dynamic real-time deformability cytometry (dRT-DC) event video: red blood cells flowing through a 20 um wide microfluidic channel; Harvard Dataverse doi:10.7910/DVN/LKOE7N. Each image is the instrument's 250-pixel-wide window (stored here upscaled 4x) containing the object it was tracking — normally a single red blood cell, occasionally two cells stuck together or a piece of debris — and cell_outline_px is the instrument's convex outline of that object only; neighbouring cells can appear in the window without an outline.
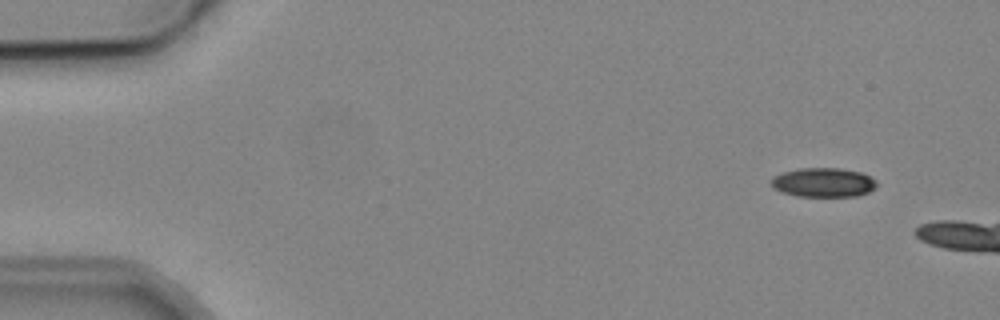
{"species": "common noctule bat (a hibernating species)", "species_latin": "Nyctalus noctula", "temperature_condition": "cold", "stored_images_in_passage": 4, "camera_frame_rate_fps": 3000, "um_per_image_px": 0.085, "animal": {"sex": "male", "body_mass_g": 19.2, "forearm_length_mm": 51.8}, "frame": {"image": 1, "passage_image": 1, "time_ms": 0.0, "image_size_px": [1000, 320], "cell_outline_px": [[876, 188], [868, 192], [856, 196], [796, 196], [780, 192], [772, 188], [772, 176], [784, 172], [800, 168], [836, 168], [860, 172], [876, 180]], "centroid_in_image_um": [69.96, 15.51], "position_along_channel_um": 15.0, "area_um2": 17.92}}